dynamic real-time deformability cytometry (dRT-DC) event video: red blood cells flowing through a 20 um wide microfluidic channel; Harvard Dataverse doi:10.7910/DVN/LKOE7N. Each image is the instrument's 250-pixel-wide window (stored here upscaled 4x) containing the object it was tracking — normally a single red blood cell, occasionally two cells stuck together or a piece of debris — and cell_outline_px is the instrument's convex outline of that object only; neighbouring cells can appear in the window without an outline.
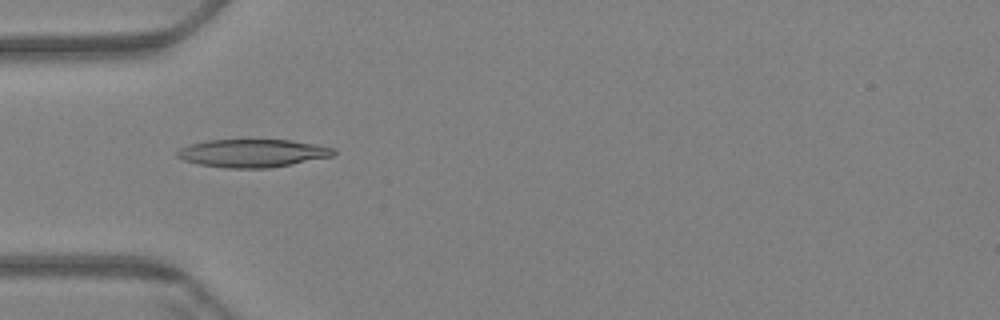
{"species": "Egyptian fruit bat (a non-hibernating species)", "species_latin": "Rousettus aegyptiacus", "temperature_condition": "warm", "stored_images_in_passage": 60, "camera_frame_rate_fps": 3000, "um_per_image_px": 0.085, "animal": {"sex": "female"}, "frame": {"image": 1, "passage_image": 19, "time_ms": 6.0, "image_size_px": [1000, 320], "cell_outline_px": [[336, 152], [332, 156], [268, 168], [224, 168], [200, 164], [184, 160], [176, 156], [176, 152], [180, 148], [192, 144], [208, 140], [288, 140], [316, 144], [336, 148]], "centroid_in_image_um": [21.47, 13.02], "position_along_channel_um": 63.5, "area_um2": 25.26}}
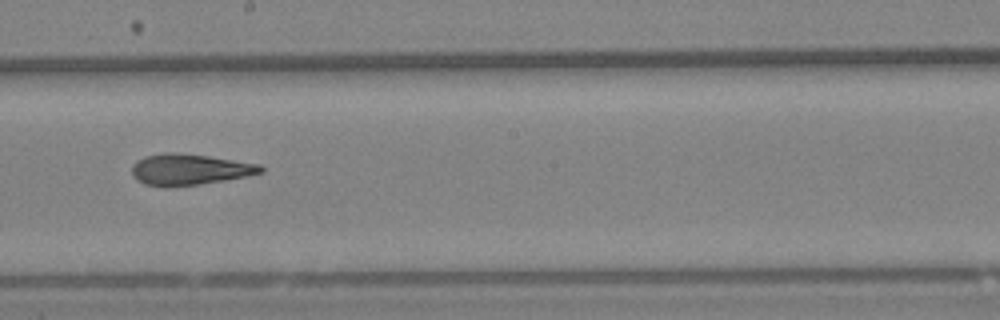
{"frame": {"image": 2, "passage_image": 34, "time_ms": 11.0, "image_size_px": [1000, 320], "cell_outline_px": [[264, 172], [224, 180], [196, 184], [164, 188], [144, 184], [136, 180], [132, 176], [132, 164], [136, 160], [144, 156], [164, 152], [172, 152], [208, 156], [260, 164], [264, 168]], "centroid_in_image_um": [16.03, 14.4], "position_along_channel_um": 232.2, "area_um2": 23.41}}
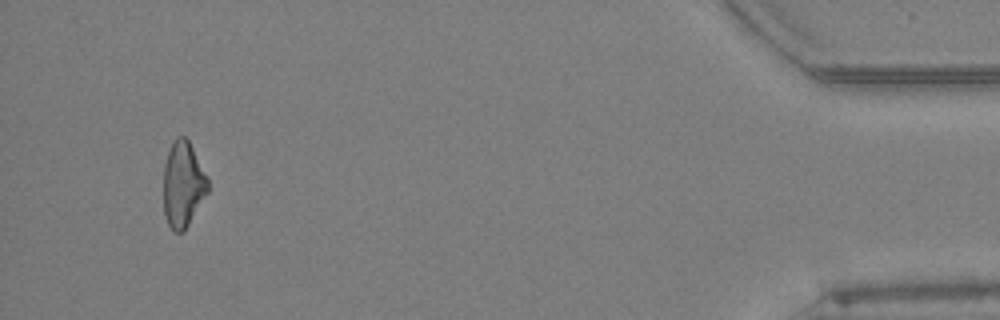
{"frame": {"image": 3, "passage_image": 57, "time_ms": 18.667, "image_size_px": [1000, 320], "cell_outline_px": [[208, 192], [184, 232], [172, 232], [168, 224], [164, 212], [164, 164], [172, 140], [176, 136], [184, 136], [188, 140], [208, 176]], "centroid_in_image_um": [15.55, 15.67], "position_along_channel_um": 419.6, "area_um2": 22.31}, "authors_computed_cell_mechanics": {"area_um2": 23.3801, "velocity_mm_per_s": 3.4121, "shape_relaxation_time_tau1_ms": null, "shape_relaxation_time_tau2_ms": 4.5546, "deformation_change_tau1": null, "deformation_change_tau2": 0.1447}}